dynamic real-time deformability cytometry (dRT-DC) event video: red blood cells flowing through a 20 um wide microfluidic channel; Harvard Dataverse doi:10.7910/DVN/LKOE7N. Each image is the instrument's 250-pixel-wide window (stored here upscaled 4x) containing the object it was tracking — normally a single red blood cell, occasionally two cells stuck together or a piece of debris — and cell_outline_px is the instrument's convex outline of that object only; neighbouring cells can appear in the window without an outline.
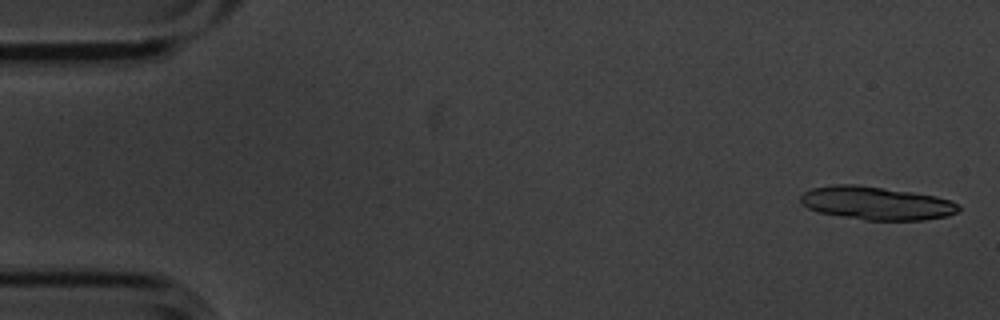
{"species": "common noctule bat (a hibernating species)", "species_latin": "Nyctalus noctula", "temperature_condition": "cold", "stored_images_in_passage": 4, "camera_frame_rate_fps": 3000, "um_per_image_px": 0.085, "animal": {"sex": "male", "body_mass_g": 20.1, "forearm_length_mm": 53.5}, "frame": {"image": 1, "passage_image": 1, "time_ms": 0.0, "image_size_px": [1000, 320], "cell_outline_px": [[960, 208], [956, 212], [948, 216], [924, 220], [864, 220], [840, 216], [820, 212], [808, 208], [800, 200], [800, 196], [804, 192], [812, 188], [832, 184], [856, 184], [912, 192], [936, 196], [952, 200]], "centroid_in_image_um": [74.49, 17.26], "position_along_channel_um": 10.5, "area_um2": 30.58}}